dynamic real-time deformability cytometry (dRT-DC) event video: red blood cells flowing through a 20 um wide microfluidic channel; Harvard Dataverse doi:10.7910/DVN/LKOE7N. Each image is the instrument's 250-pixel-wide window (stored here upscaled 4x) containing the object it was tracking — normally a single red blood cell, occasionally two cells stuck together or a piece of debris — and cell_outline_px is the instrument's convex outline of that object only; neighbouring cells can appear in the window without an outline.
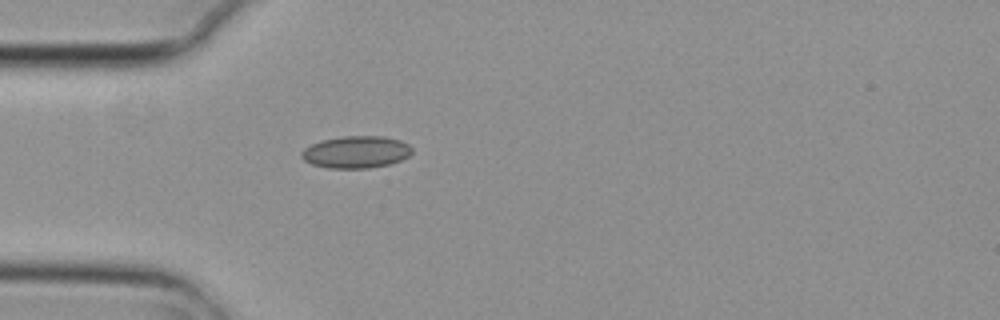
{"species": "common noctule bat (a hibernating species)", "species_latin": "Nyctalus noctula", "temperature_condition": "cold", "stored_images_in_passage": 1, "camera_frame_rate_fps": 3000, "um_per_image_px": 0.085, "animal": {"sex": "female", "body_mass_g": 29.2, "forearm_length_mm": 56.3}, "frame": {"image": 1, "passage_image": 1, "time_ms": 0.0, "image_size_px": [1000, 320], "cell_outline_px": [[412, 152], [408, 156], [400, 160], [388, 164], [368, 168], [328, 168], [312, 164], [304, 160], [300, 156], [300, 152], [304, 148], [320, 140], [344, 136], [384, 136], [400, 140], [408, 144], [412, 148]], "centroid_in_image_um": [30.24, 12.91], "position_along_channel_um": 54.8, "area_um2": 20.69}}